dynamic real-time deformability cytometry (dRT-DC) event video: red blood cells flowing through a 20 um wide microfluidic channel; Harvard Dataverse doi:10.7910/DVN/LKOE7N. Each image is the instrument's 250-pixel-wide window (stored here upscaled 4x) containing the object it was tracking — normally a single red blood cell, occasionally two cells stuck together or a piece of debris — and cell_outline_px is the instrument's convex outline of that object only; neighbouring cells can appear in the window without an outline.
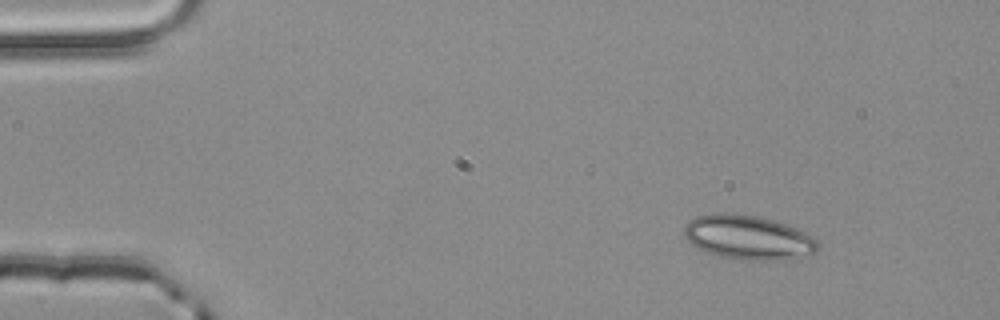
{"species": "common noctule bat (a hibernating species)", "species_latin": "Nyctalus noctula", "temperature_condition": "room temperature", "stored_images_in_passage": 3, "camera_frame_rate_fps": 3000, "um_per_image_px": 0.085, "animal": {"sex": "male", "body_mass_g": 20.4}, "frame": {"image": 1, "passage_image": 1, "time_ms": 0.0, "image_size_px": [1000, 320], "cell_outline_px": [[820, 248], [812, 256], [784, 260], [732, 260], [704, 252], [692, 244], [684, 236], [684, 224], [688, 220], [696, 216], [712, 212], [724, 212], [756, 216], [772, 220], [808, 232], [820, 244]], "centroid_in_image_um": [63.61, 20.2], "position_along_channel_um": 21.4, "area_um2": 35.37}}